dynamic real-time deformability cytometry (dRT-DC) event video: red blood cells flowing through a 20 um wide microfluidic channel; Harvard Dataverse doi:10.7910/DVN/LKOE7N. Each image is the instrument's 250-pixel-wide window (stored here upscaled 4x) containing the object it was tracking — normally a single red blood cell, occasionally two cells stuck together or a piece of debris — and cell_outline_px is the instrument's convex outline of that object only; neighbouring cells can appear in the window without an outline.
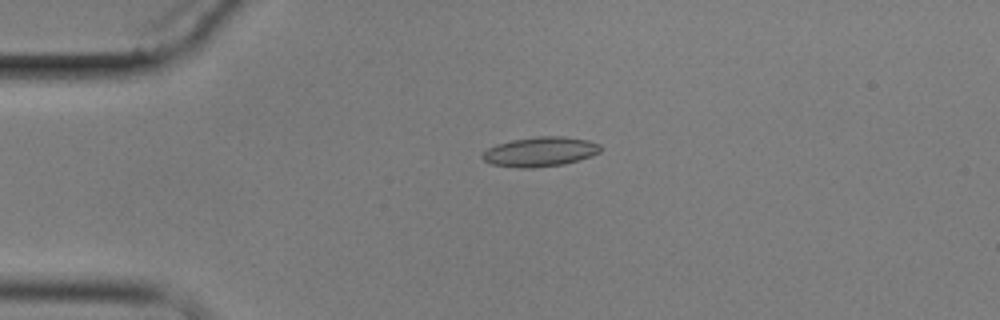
{"species": "common noctule bat (a hibernating species)", "species_latin": "Nyctalus noctula", "temperature_condition": "cold", "stored_images_in_passage": 3, "camera_frame_rate_fps": 3000, "um_per_image_px": 0.085, "animal": {"sex": "male", "body_mass_g": 17.9}, "frame": {"image": 1, "passage_image": 2, "time_ms": 4.0, "image_size_px": [1000, 320], "cell_outline_px": [[600, 152], [592, 156], [564, 164], [532, 168], [516, 168], [492, 164], [484, 160], [480, 156], [488, 148], [496, 144], [512, 140], [536, 136], [564, 136], [588, 140], [600, 144]], "centroid_in_image_um": [45.91, 12.89], "position_along_channel_um": 39.1, "area_um2": 20.46}}